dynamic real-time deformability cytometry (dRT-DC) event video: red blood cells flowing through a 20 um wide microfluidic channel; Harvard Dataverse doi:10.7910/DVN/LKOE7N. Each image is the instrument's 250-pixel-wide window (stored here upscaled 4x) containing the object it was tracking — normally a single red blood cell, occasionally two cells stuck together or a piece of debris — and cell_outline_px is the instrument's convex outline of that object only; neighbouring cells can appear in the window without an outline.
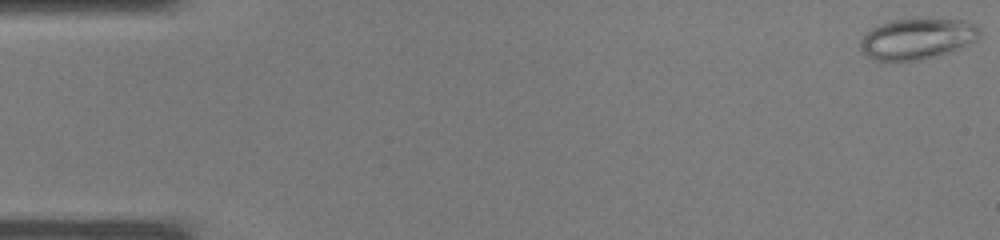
{"species": "common noctule bat (a hibernating species)", "species_latin": "Nyctalus noctula", "temperature_condition": "warm", "stored_images_in_passage": 38, "camera_frame_rate_fps": 3000, "um_per_image_px": 0.085, "animal": {"sex": "male", "body_mass_g": 19.0, "forearm_length_mm": 50.8}, "frame": {"image": 1, "passage_image": 1, "time_ms": 0.0, "image_size_px": [1000, 240], "cell_outline_px": [[980, 36], [976, 40], [956, 48], [920, 60], [880, 64], [872, 60], [860, 48], [860, 40], [872, 28], [880, 24], [892, 20], [964, 20], [976, 24], [980, 28]], "centroid_in_image_um": [77.89, 3.34], "position_along_channel_um": 7.1, "area_um2": 28.26}}
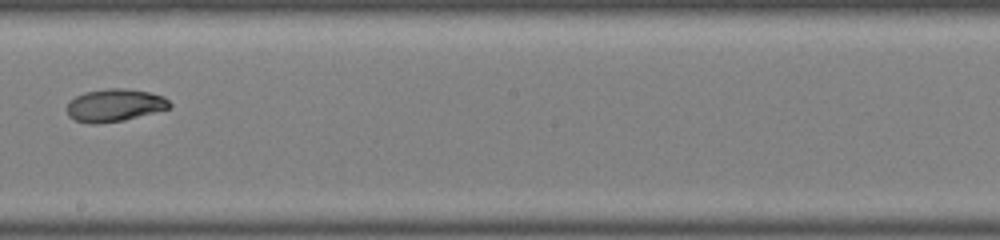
{"frame": {"image": 2, "passage_image": 22, "time_ms": 7.0, "image_size_px": [1000, 240], "cell_outline_px": [[172, 108], [124, 120], [96, 124], [88, 124], [76, 120], [68, 116], [68, 100], [84, 92], [104, 88], [124, 88], [148, 92], [164, 96], [172, 104]], "centroid_in_image_um": [9.75, 8.94], "position_along_channel_um": 238.4, "area_um2": 19.71}}
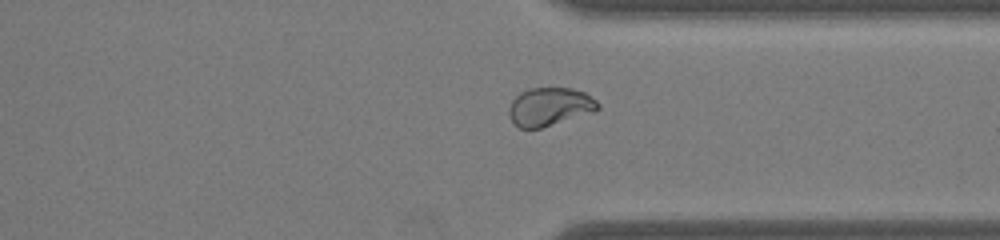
{"frame": {"image": 3, "passage_image": 29, "time_ms": 9.333, "image_size_px": [1000, 240], "cell_outline_px": [[600, 108], [596, 112], [540, 128], [520, 128], [512, 120], [508, 112], [508, 108], [512, 100], [520, 92], [528, 88], [572, 88], [584, 92], [596, 100], [600, 104]], "centroid_in_image_um": [46.75, 9.06], "position_along_channel_um": 364.7, "area_um2": 19.94}}